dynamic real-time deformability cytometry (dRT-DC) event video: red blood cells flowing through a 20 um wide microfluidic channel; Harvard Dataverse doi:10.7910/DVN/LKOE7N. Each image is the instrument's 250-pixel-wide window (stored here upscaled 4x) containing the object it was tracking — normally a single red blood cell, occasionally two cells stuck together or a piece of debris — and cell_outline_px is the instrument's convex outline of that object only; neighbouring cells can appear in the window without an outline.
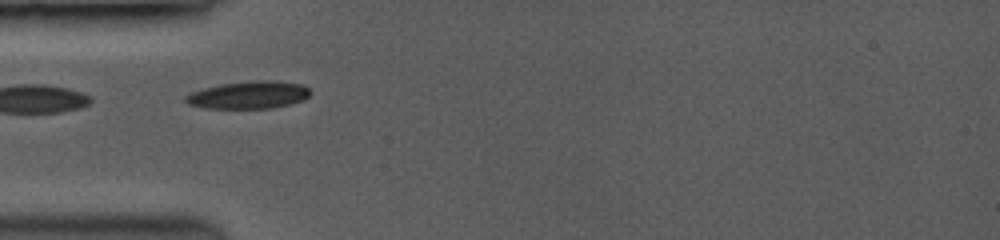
{"species": "common noctule bat (a hibernating species)", "species_latin": "Nyctalus noctula", "temperature_condition": "room temperature", "stored_images_in_passage": 2, "camera_frame_rate_fps": 3500, "um_per_image_px": 0.085, "animal": {"sex": "female", "body_mass_g": 19.0, "forearm_length_mm": 53.3}, "frame": {"image": 1, "passage_image": 1, "time_ms": 0.0, "image_size_px": [1000, 240], "cell_outline_px": [[308, 96], [300, 100], [288, 104], [268, 108], [208, 108], [192, 104], [184, 100], [184, 96], [192, 92], [204, 88], [224, 84], [300, 84], [308, 88]], "centroid_in_image_um": [21.03, 8.14], "position_along_channel_um": 64.0, "area_um2": 18.03}}